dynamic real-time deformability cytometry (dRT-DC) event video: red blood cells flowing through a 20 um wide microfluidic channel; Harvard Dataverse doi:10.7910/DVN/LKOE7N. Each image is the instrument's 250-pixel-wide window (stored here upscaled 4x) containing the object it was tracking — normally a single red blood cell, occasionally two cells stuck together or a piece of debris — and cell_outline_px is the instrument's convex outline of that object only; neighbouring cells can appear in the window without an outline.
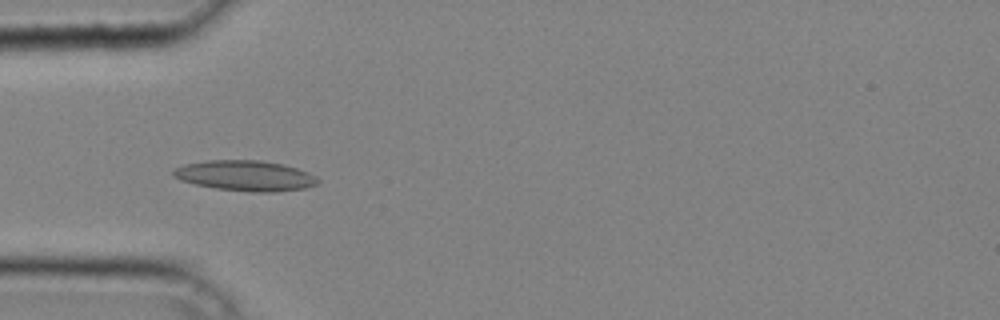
{"species": "common noctule bat (a hibernating species)", "species_latin": "Nyctalus noctula", "temperature_condition": "cold", "stored_images_in_passage": 39, "camera_frame_rate_fps": 3000, "um_per_image_px": 0.085, "animal": {"sex": "male", "body_mass_g": 20.4}, "frame": {"image": 1, "passage_image": 11, "time_ms": 3.333, "image_size_px": [1000, 320], "cell_outline_px": [[320, 180], [316, 184], [304, 188], [276, 192], [248, 192], [216, 188], [196, 184], [180, 180], [172, 176], [172, 172], [176, 168], [184, 164], [204, 160], [260, 160], [284, 164], [308, 172], [316, 176]], "centroid_in_image_um": [20.85, 14.93], "position_along_channel_um": 64.2, "area_um2": 25.72}}
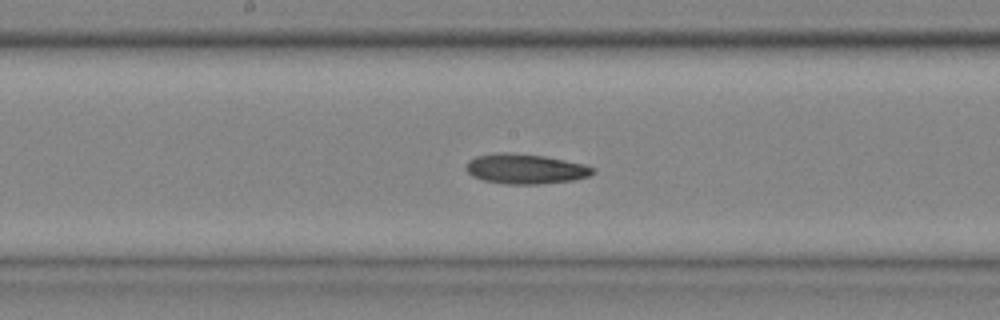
{"frame": {"image": 2, "passage_image": 20, "time_ms": 6.333, "image_size_px": [1000, 320], "cell_outline_px": [[596, 172], [588, 176], [572, 180], [540, 184], [504, 184], [484, 180], [472, 176], [464, 168], [468, 160], [476, 156], [500, 152], [504, 152], [544, 156], [584, 164], [596, 168]], "centroid_in_image_um": [44.65, 14.35], "position_along_channel_um": 203.6, "area_um2": 22.14}}
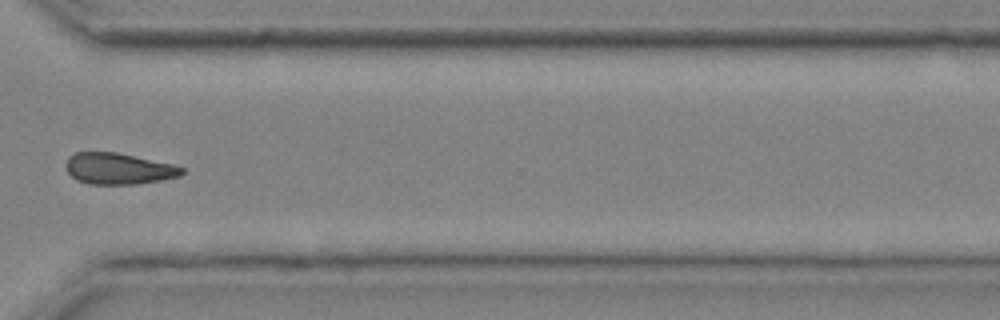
{"frame": {"image": 3, "passage_image": 30, "time_ms": 9.667, "image_size_px": [1000, 320], "cell_outline_px": [[184, 172], [180, 176], [160, 180], [136, 184], [88, 184], [76, 180], [68, 172], [68, 156], [76, 152], [116, 152], [172, 164], [184, 168]], "centroid_in_image_um": [10.08, 14.34], "position_along_channel_um": 360.5, "area_um2": 20.92}}